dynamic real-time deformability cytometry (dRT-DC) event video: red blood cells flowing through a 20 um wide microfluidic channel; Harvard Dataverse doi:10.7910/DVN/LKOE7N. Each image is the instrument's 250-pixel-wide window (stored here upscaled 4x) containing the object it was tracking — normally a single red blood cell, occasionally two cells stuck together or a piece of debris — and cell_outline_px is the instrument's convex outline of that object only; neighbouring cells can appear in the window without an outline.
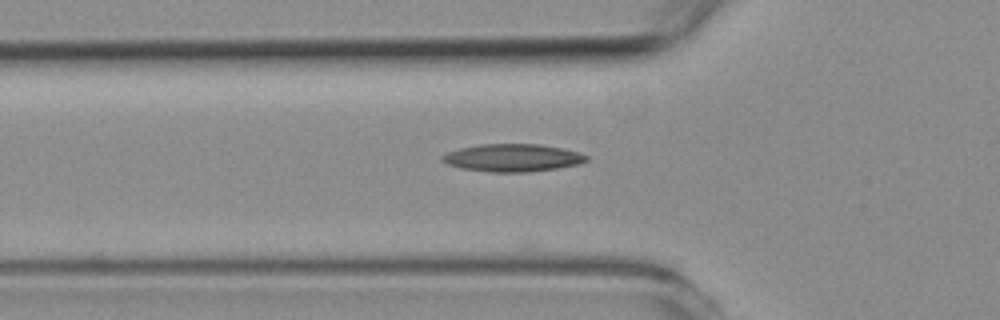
{"species": "common noctule bat (a hibernating species)", "species_latin": "Nyctalus noctula", "temperature_condition": "room temperature", "stored_images_in_passage": 5, "camera_frame_rate_fps": 3000, "um_per_image_px": 0.085, "animal": {"sex": "female", "body_mass_g": 19.3, "forearm_length_mm": 54.1}, "frame": {"image": 1, "passage_image": 2, "time_ms": 0.333, "image_size_px": [1000, 320], "cell_outline_px": [[588, 160], [580, 164], [556, 168], [528, 172], [488, 172], [460, 168], [448, 164], [440, 160], [440, 156], [448, 152], [460, 148], [480, 144], [540, 144], [560, 148], [576, 152], [588, 156]], "centroid_in_image_um": [43.53, 13.41], "position_along_channel_um": 82.3, "area_um2": 23.18}}